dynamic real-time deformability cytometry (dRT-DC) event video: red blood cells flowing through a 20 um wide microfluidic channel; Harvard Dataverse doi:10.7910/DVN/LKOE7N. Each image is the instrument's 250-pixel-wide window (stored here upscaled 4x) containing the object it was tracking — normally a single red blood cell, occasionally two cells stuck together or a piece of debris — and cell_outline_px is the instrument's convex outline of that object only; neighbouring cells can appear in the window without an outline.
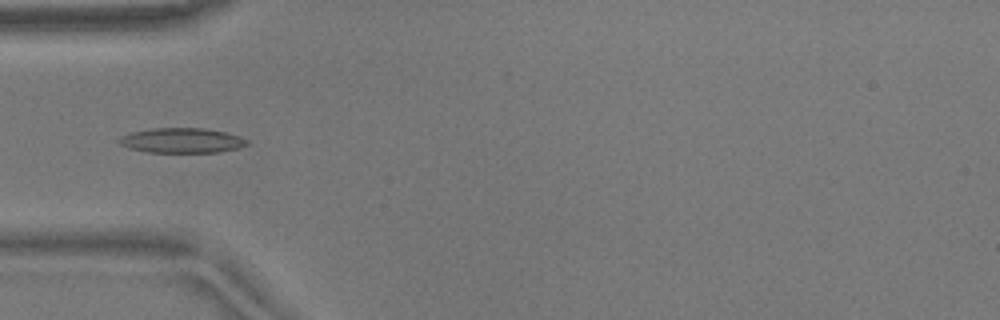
{"species": "common noctule bat (a hibernating species)", "species_latin": "Nyctalus noctula", "temperature_condition": "warm", "stored_images_in_passage": 52, "camera_frame_rate_fps": 3000, "um_per_image_px": 0.085, "animal": {"sex": "male", "body_mass_g": 17.9}, "frame": {"image": 1, "passage_image": 15, "time_ms": 4.667, "image_size_px": [1000, 320], "cell_outline_px": [[248, 144], [240, 148], [220, 152], [148, 152], [132, 148], [120, 144], [116, 140], [120, 136], [132, 132], [152, 128], [204, 128], [224, 132], [240, 136], [248, 140]], "centroid_in_image_um": [15.47, 11.94], "position_along_channel_um": 69.5, "area_um2": 18.55}}
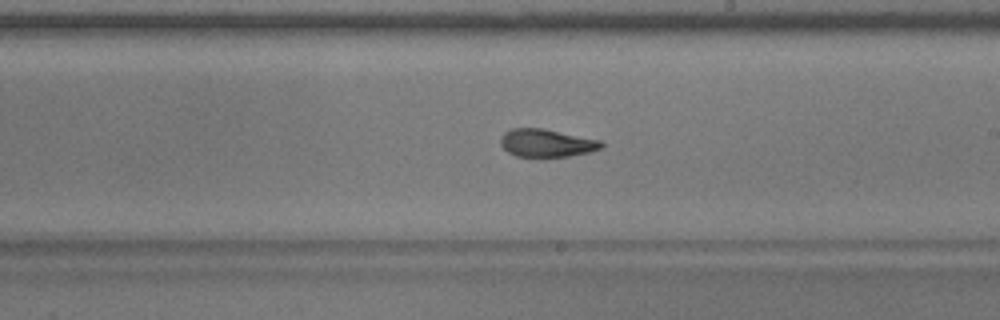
{"frame": {"image": 2, "passage_image": 29, "time_ms": 9.333, "image_size_px": [1000, 320], "cell_outline_px": [[604, 148], [588, 152], [568, 156], [540, 160], [516, 156], [508, 152], [500, 144], [500, 136], [504, 132], [512, 128], [544, 128], [600, 140], [604, 144]], "centroid_in_image_um": [46.43, 12.19], "position_along_channel_um": 242.6, "area_um2": 17.11}}
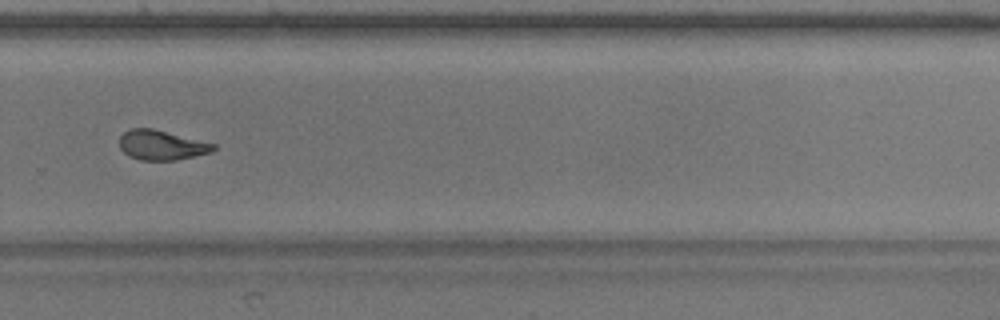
{"frame": {"image": 3, "passage_image": 35, "time_ms": 11.333, "image_size_px": [1000, 320], "cell_outline_px": [[216, 148], [212, 152], [176, 160], [140, 160], [128, 156], [120, 148], [120, 136], [128, 128], [152, 128], [216, 144]], "centroid_in_image_um": [13.72, 12.33], "position_along_channel_um": 316.1, "area_um2": 16.3}, "authors_computed_cell_mechanics": {"area_um2": 17.2244, "velocity_mm_per_s": 3.679, "shape_relaxation_time_tau1_ms": 5.3945, "shape_relaxation_time_tau2_ms": 2.5207, "deformation_change_tau1": 0.1767, "deformation_change_tau2": 0.085}}